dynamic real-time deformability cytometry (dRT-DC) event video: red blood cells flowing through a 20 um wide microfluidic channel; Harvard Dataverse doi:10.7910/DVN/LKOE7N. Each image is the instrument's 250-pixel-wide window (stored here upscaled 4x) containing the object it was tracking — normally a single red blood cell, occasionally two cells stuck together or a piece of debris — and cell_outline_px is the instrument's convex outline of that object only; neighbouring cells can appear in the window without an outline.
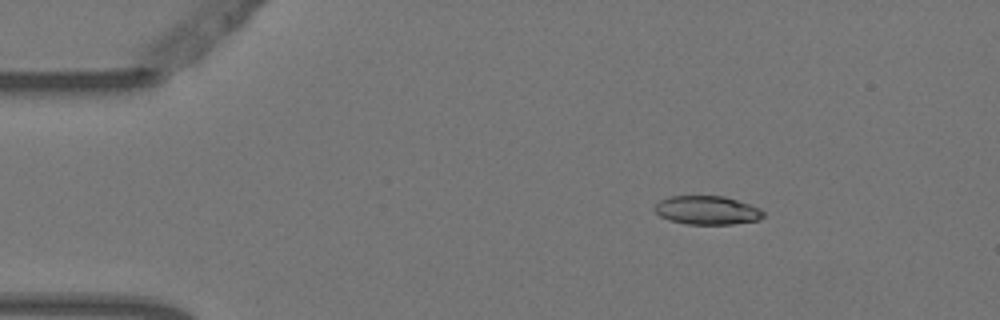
{"species": "Egyptian fruit bat (a non-hibernating species)", "species_latin": "Rousettus aegyptiacus", "temperature_condition": "warm", "stored_images_in_passage": 4, "camera_frame_rate_fps": 3000, "um_per_image_px": 0.085, "animal": {"sex": "female"}, "frame": {"image": 1, "passage_image": 2, "time_ms": 0.333, "image_size_px": [1000, 320], "cell_outline_px": [[764, 216], [760, 220], [732, 224], [688, 224], [668, 220], [660, 216], [652, 208], [660, 200], [668, 196], [724, 196], [760, 208], [764, 212]], "centroid_in_image_um": [60.09, 17.87], "position_along_channel_um": 24.9, "area_um2": 18.21}}